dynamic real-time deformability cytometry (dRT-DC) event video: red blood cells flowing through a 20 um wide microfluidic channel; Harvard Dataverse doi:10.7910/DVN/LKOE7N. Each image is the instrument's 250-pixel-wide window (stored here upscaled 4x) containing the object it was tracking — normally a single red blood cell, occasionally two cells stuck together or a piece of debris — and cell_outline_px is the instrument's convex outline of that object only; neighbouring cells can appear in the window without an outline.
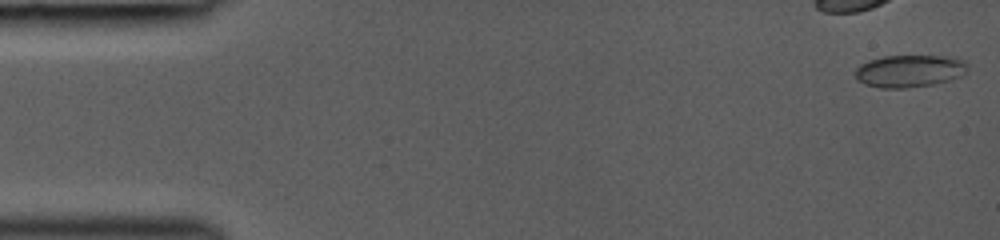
{"species": "common noctule bat (a hibernating species)", "species_latin": "Nyctalus noctula", "temperature_condition": "room temperature", "stored_images_in_passage": 27, "camera_frame_rate_fps": 3000, "um_per_image_px": 0.085, "animal": {"sex": "female", "body_mass_g": 19.0, "forearm_length_mm": 53.3}, "frame": {"image": 1, "passage_image": 1, "time_ms": 0.0, "image_size_px": [1000, 240], "cell_outline_px": [[968, 72], [960, 76], [948, 80], [932, 84], [904, 88], [880, 88], [864, 84], [856, 80], [856, 68], [860, 64], [868, 60], [884, 56], [944, 56], [964, 60], [968, 64]], "centroid_in_image_um": [77.29, 6.03], "position_along_channel_um": 7.7, "area_um2": 21.21}}
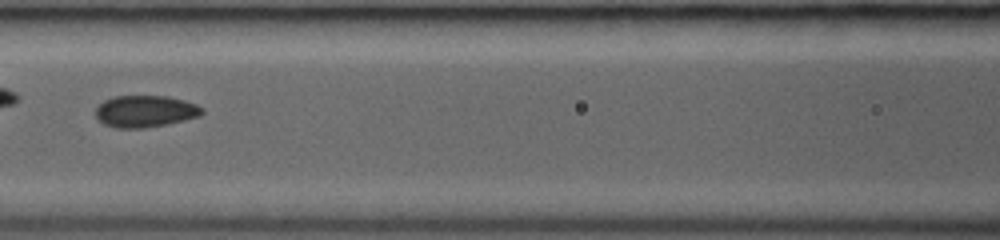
{"frame": {"image": 2, "passage_image": 20, "time_ms": 6.667, "image_size_px": [1000, 240], "cell_outline_px": [[204, 112], [200, 116], [168, 124], [144, 128], [116, 128], [104, 124], [96, 116], [96, 108], [104, 100], [112, 96], [168, 96], [184, 100], [196, 104], [204, 108]], "centroid_in_image_um": [12.36, 9.46], "position_along_channel_um": 154.2, "area_um2": 19.83}}
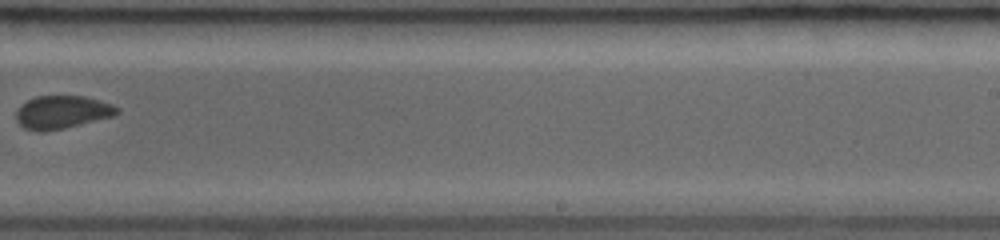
{"frame": {"image": 3, "passage_image": 26, "time_ms": 9.667, "image_size_px": [1000, 240], "cell_outline_px": [[120, 112], [112, 116], [64, 128], [44, 132], [36, 132], [24, 128], [16, 120], [16, 112], [20, 104], [36, 96], [84, 96], [100, 100], [112, 104], [120, 108]], "centroid_in_image_um": [5.25, 9.53], "position_along_channel_um": 283.7, "area_um2": 19.48}}